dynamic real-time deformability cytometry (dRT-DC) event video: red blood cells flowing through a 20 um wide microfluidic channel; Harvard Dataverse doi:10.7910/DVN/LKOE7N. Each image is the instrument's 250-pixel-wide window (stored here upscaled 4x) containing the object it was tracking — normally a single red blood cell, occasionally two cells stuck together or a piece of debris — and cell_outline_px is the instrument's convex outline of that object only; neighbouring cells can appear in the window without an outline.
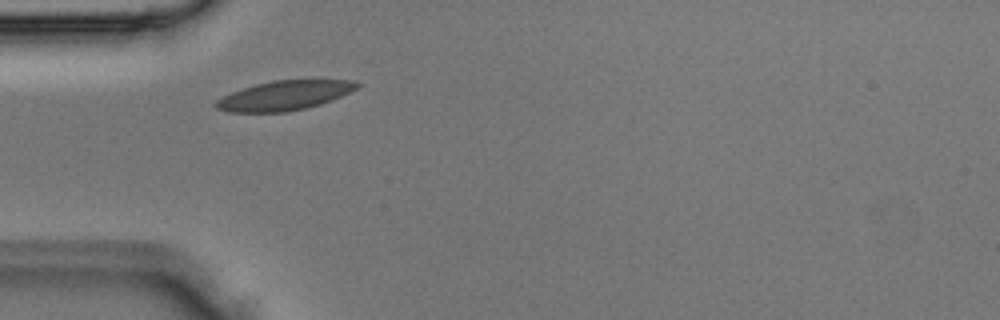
{"species": "Egyptian fruit bat (a non-hibernating species)", "species_latin": "Rousettus aegyptiacus", "temperature_condition": "room temperature", "stored_images_in_passage": 3, "camera_frame_rate_fps": 3000, "um_per_image_px": 0.085, "animal": {"sex": "male"}, "frame": {"image": 1, "passage_image": 2, "time_ms": 0.333, "image_size_px": [1000, 320], "cell_outline_px": [[360, 84], [356, 88], [332, 100], [320, 104], [304, 108], [284, 112], [228, 112], [216, 108], [212, 104], [216, 100], [232, 92], [256, 84], [272, 80], [356, 80]], "centroid_in_image_um": [24.14, 8.12], "position_along_channel_um": 60.9, "area_um2": 23.99}}
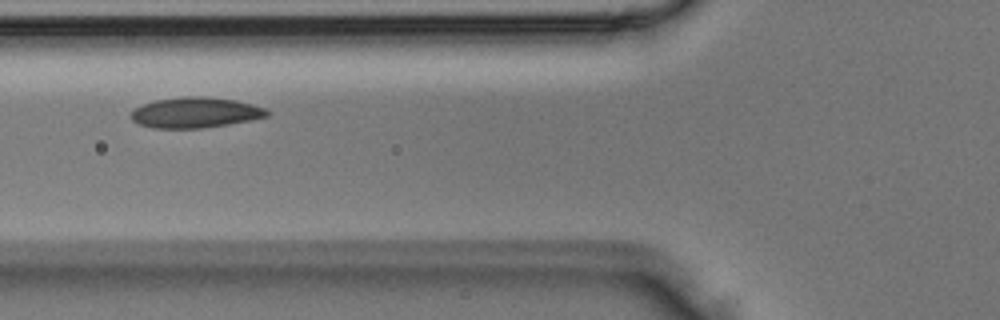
{"frame": {"image": 2, "passage_image": 3, "time_ms": 0.667, "image_size_px": [1000, 320], "cell_outline_px": [[272, 112], [268, 116], [252, 120], [228, 124], [200, 128], [152, 128], [140, 124], [132, 120], [132, 112], [136, 108], [144, 104], [156, 100], [184, 96], [204, 96], [236, 100], [268, 108]], "centroid_in_image_um": [16.68, 9.56], "position_along_channel_um": 109.1, "area_um2": 24.22}}